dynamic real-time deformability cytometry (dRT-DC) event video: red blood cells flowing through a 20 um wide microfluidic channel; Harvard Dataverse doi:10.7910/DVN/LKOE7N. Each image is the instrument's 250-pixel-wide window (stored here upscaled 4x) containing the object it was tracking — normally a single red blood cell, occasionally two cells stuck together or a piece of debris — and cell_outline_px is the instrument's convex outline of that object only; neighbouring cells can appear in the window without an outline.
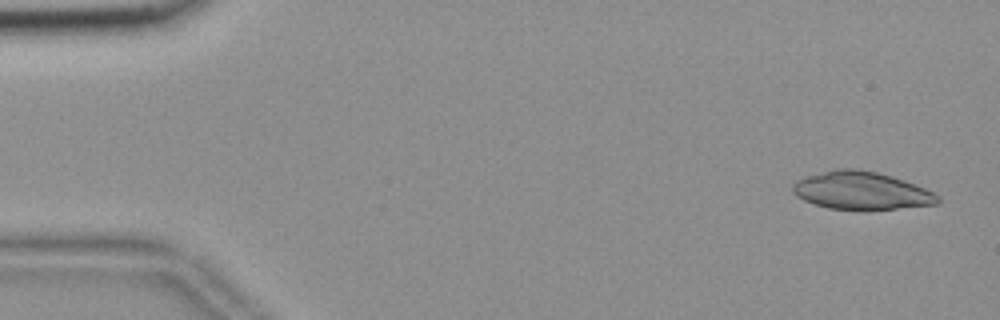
{"species": "common noctule bat (a hibernating species)", "species_latin": "Nyctalus noctula", "temperature_condition": "room temperature", "stored_images_in_passage": 13, "camera_frame_rate_fps": 3000, "um_per_image_px": 0.085, "animal": {"sex": "female", "body_mass_g": 18.4}, "frame": {"image": 1, "passage_image": 2, "time_ms": 0.333, "image_size_px": [1000, 320], "cell_outline_px": [[940, 204], [896, 208], [828, 208], [804, 200], [796, 196], [792, 192], [792, 184], [796, 180], [808, 176], [836, 168], [860, 168], [892, 176], [904, 180], [924, 188], [940, 196]], "centroid_in_image_um": [73.21, 16.18], "position_along_channel_um": 11.8, "area_um2": 31.5}}